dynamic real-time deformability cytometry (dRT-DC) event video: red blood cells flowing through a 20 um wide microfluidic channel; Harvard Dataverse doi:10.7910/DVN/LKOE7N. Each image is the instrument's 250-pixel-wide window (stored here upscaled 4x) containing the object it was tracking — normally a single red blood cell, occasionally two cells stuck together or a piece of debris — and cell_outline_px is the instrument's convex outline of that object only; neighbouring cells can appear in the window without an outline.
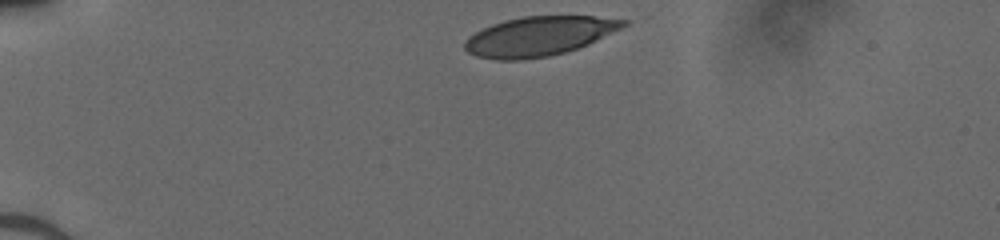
{"species": "human", "species_latin": "Homo sapiens", "temperature_condition": "cold", "stored_images_in_passage": 32, "camera_frame_rate_fps": 3000, "um_per_image_px": 0.085, "donor": {"sex": "male"}, "frame": {"image": 1, "passage_image": 1, "time_ms": 0.0, "image_size_px": [1000, 240], "cell_outline_px": [[648, 16], [632, 24], [588, 44], [564, 52], [548, 56], [520, 60], [496, 60], [476, 56], [468, 52], [464, 48], [464, 44], [468, 36], [492, 24], [504, 20], [524, 16]], "centroid_in_image_um": [46.07, 3.02], "position_along_channel_um": 38.9, "area_um2": 37.57}}
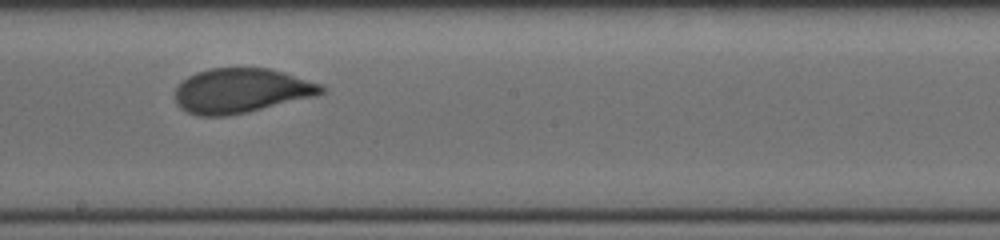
{"frame": {"image": 2, "passage_image": 19, "time_ms": 6.0, "image_size_px": [1000, 240], "cell_outline_px": [[328, 92], [316, 96], [248, 112], [224, 116], [196, 116], [180, 108], [176, 104], [176, 88], [180, 80], [196, 72], [208, 68], [268, 68], [284, 72], [324, 84], [328, 88]], "centroid_in_image_um": [20.54, 7.7], "position_along_channel_um": 227.7, "area_um2": 38.61}}
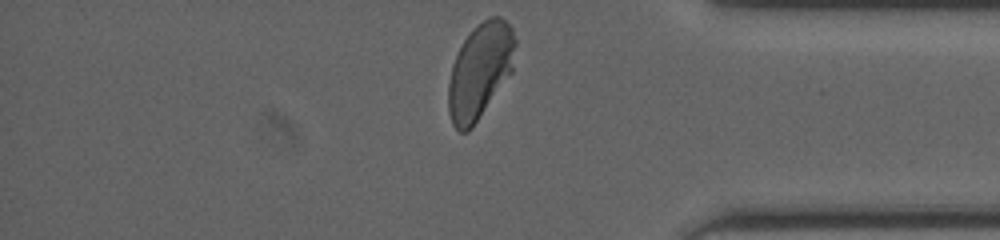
{"frame": {"image": 3, "passage_image": 32, "time_ms": 10.333, "image_size_px": [1000, 240], "cell_outline_px": [[516, 44], [512, 72], [472, 128], [468, 132], [460, 132], [452, 124], [448, 112], [448, 84], [452, 64], [464, 40], [476, 24], [488, 16], [500, 16], [512, 28], [516, 40]], "centroid_in_image_um": [40.8, 6.02], "position_along_channel_um": 394.4, "area_um2": 37.34}}